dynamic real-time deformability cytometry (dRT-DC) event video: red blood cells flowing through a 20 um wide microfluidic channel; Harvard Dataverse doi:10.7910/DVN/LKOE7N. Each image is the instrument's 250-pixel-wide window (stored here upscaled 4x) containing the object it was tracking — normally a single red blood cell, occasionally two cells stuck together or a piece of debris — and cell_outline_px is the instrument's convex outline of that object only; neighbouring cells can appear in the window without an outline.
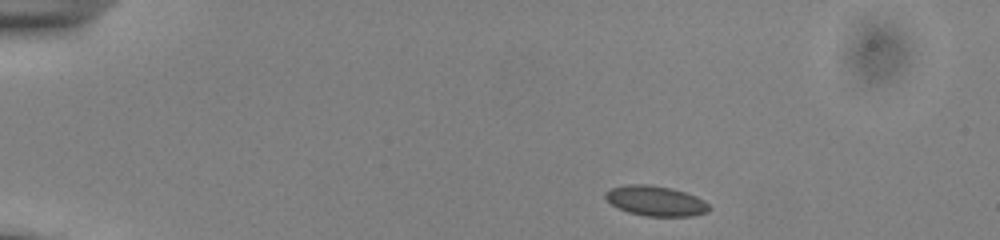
{"species": "common noctule bat (a hibernating species)", "species_latin": "Nyctalus noctula", "temperature_condition": "cold", "stored_images_in_passage": 45, "camera_frame_rate_fps": 3000, "um_per_image_px": 0.085, "animal": {"sex": "male", "body_mass_g": 13.0, "forearm_length_mm": 53.1}, "frame": {"image": 1, "passage_image": 1, "time_ms": 0.0, "image_size_px": [1000, 240], "cell_outline_px": [[708, 212], [692, 216], [644, 216], [628, 212], [612, 204], [604, 196], [604, 192], [612, 188], [624, 184], [648, 184], [672, 188], [696, 196], [704, 200], [708, 204]], "centroid_in_image_um": [55.72, 17.07], "position_along_channel_um": 29.3, "area_um2": 18.15}}
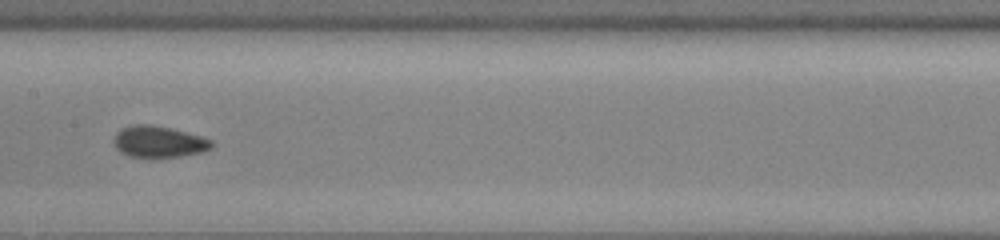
{"frame": {"image": 2, "passage_image": 20, "time_ms": 6.333, "image_size_px": [1000, 240], "cell_outline_px": [[216, 144], [212, 148], [204, 152], [180, 156], [152, 160], [148, 160], [128, 156], [120, 152], [116, 148], [112, 140], [116, 132], [120, 128], [132, 124], [152, 124], [172, 128], [200, 136], [212, 140]], "centroid_in_image_um": [13.47, 12.08], "position_along_channel_um": 193.9, "area_um2": 18.9}}
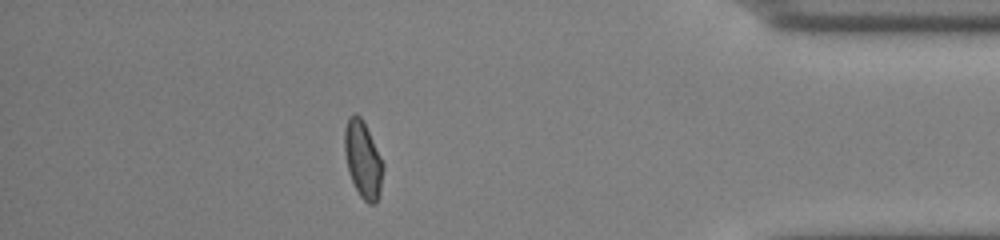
{"frame": {"image": 3, "passage_image": 39, "time_ms": 12.667, "image_size_px": [1000, 240], "cell_outline_px": [[384, 168], [380, 196], [376, 204], [368, 204], [360, 196], [348, 172], [344, 152], [344, 128], [348, 116], [356, 112], [364, 120], [384, 164]], "centroid_in_image_um": [30.85, 13.54], "position_along_channel_um": 404.3, "area_um2": 17.69}, "authors_computed_cell_mechanics": {"area_um2": 17.34, "velocity_mm_per_s": 3.879, "shape_relaxation_time_tau1_ms": null, "shape_relaxation_time_tau2_ms": 1.1625, "deformation_change_tau1": null, "deformation_change_tau2": 0.0571}}